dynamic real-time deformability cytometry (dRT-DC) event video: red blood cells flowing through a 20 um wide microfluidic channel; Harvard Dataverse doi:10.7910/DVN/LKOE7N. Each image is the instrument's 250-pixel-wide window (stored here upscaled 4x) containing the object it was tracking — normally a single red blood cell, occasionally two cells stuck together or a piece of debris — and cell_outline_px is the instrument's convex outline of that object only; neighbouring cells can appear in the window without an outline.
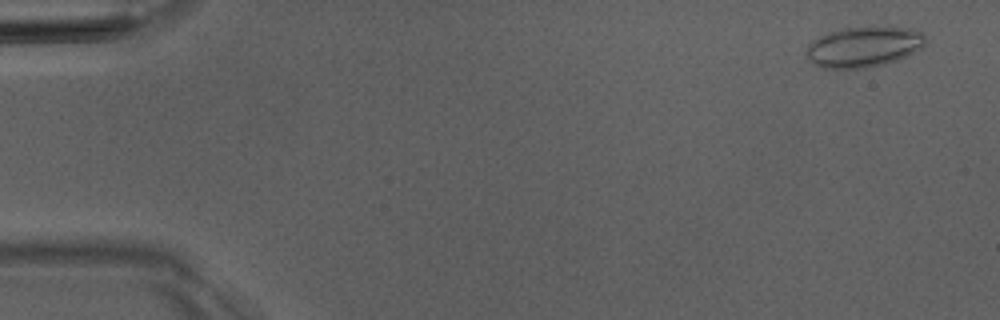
{"species": "Egyptian fruit bat (a non-hibernating species)", "species_latin": "Rousettus aegyptiacus", "temperature_condition": "room temperature", "stored_images_in_passage": 8, "camera_frame_rate_fps": 3000, "um_per_image_px": 0.085, "animal": {"sex": "male"}, "frame": {"image": 1, "passage_image": 1, "time_ms": 0.0, "image_size_px": [1000, 320], "cell_outline_px": [[928, 40], [920, 48], [908, 56], [896, 60], [868, 68], [824, 68], [816, 64], [808, 56], [808, 44], [812, 40], [828, 32], [840, 28], [912, 28], [920, 32]], "centroid_in_image_um": [73.43, 3.98], "position_along_channel_um": 11.6, "area_um2": 27.57}}
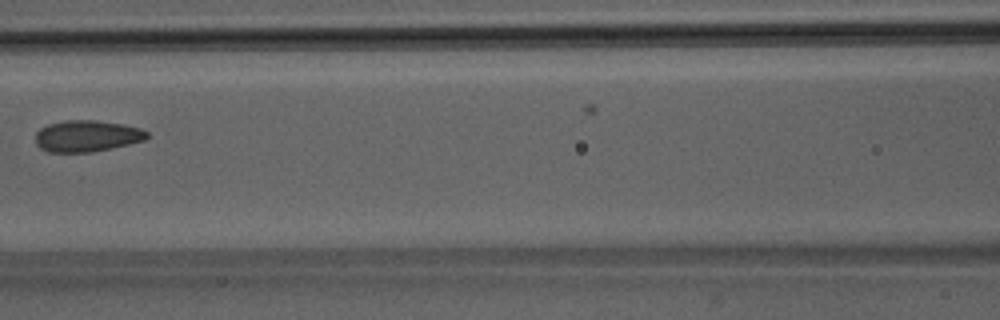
{"frame": {"image": 2, "passage_image": 7, "time_ms": 7.0, "image_size_px": [1000, 320], "cell_outline_px": [[148, 136], [144, 140], [112, 148], [92, 152], [48, 152], [40, 148], [36, 144], [36, 132], [40, 128], [48, 124], [68, 120], [96, 120], [120, 124], [140, 128], [148, 132]], "centroid_in_image_um": [7.36, 11.56], "position_along_channel_um": 159.2, "area_um2": 20.35}}